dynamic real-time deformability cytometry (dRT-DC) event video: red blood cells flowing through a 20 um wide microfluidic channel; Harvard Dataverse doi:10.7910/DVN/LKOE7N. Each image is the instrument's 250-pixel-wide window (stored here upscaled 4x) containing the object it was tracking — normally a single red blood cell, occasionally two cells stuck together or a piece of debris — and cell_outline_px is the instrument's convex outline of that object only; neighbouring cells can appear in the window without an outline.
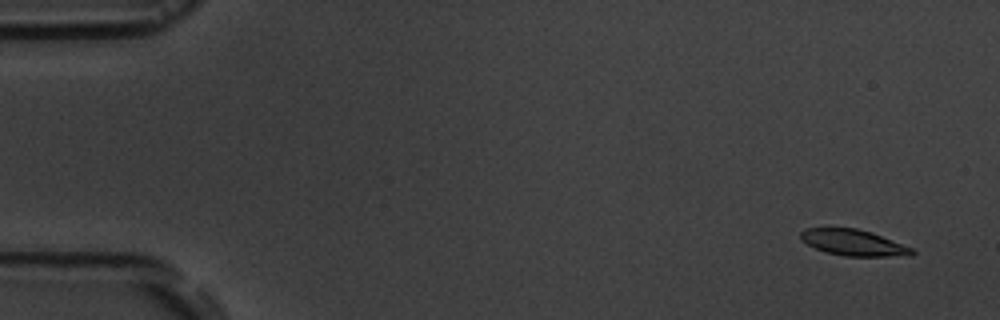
{"species": "common noctule bat (a hibernating species)", "species_latin": "Nyctalus noctula", "temperature_condition": "room temperature", "stored_images_in_passage": 6, "camera_frame_rate_fps": 3000, "um_per_image_px": 0.085, "animal": {"sex": "male", "body_mass_g": 19.5, "forearm_length_mm": 54.6}, "frame": {"image": 1, "passage_image": 2, "time_ms": 1.0, "image_size_px": [1000, 320], "cell_outline_px": [[916, 252], [912, 256], [844, 256], [824, 252], [800, 240], [800, 232], [804, 228], [856, 228], [872, 232], [912, 248]], "centroid_in_image_um": [72.53, 20.63], "position_along_channel_um": 12.5, "area_um2": 16.99}}
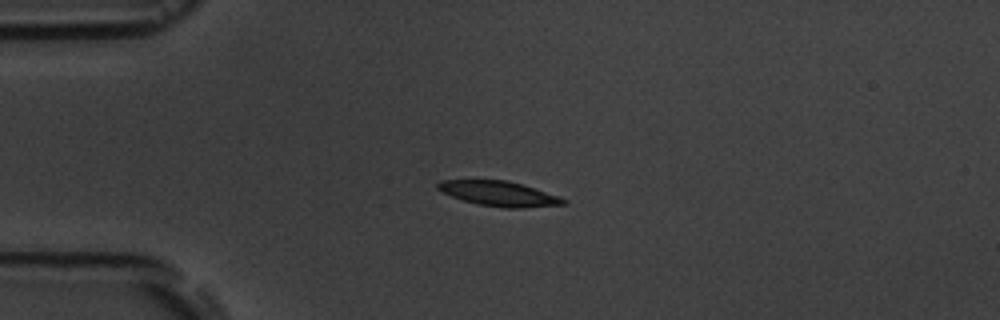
{"frame": {"image": 2, "passage_image": 5, "time_ms": 4.667, "image_size_px": [1000, 320], "cell_outline_px": [[568, 204], [524, 208], [504, 208], [480, 204], [464, 200], [452, 196], [436, 188], [436, 184], [440, 180], [508, 180], [560, 196], [568, 200]], "centroid_in_image_um": [42.47, 16.46], "position_along_channel_um": 42.5, "area_um2": 18.21}}